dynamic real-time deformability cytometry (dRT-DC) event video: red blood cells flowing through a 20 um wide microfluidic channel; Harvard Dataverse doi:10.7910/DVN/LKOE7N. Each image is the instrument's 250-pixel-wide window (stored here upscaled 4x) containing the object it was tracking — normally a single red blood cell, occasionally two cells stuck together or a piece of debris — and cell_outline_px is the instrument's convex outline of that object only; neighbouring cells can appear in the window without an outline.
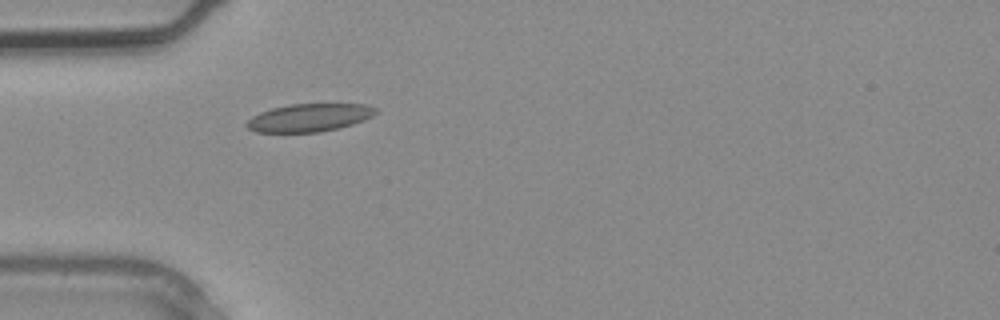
{"species": "common noctule bat (a hibernating species)", "species_latin": "Nyctalus noctula", "temperature_condition": "warm", "stored_images_in_passage": 2, "camera_frame_rate_fps": 3000, "um_per_image_px": 0.085, "animal": {"sex": "male", "body_mass_g": 20.4}, "frame": {"image": 1, "passage_image": 2, "time_ms": 0.333, "image_size_px": [1000, 320], "cell_outline_px": [[376, 112], [372, 116], [364, 120], [352, 124], [320, 132], [256, 132], [248, 128], [244, 124], [252, 116], [260, 112], [272, 108], [288, 104], [364, 104], [376, 108]], "centroid_in_image_um": [26.25, 10.0], "position_along_channel_um": 58.7, "area_um2": 20.87}}